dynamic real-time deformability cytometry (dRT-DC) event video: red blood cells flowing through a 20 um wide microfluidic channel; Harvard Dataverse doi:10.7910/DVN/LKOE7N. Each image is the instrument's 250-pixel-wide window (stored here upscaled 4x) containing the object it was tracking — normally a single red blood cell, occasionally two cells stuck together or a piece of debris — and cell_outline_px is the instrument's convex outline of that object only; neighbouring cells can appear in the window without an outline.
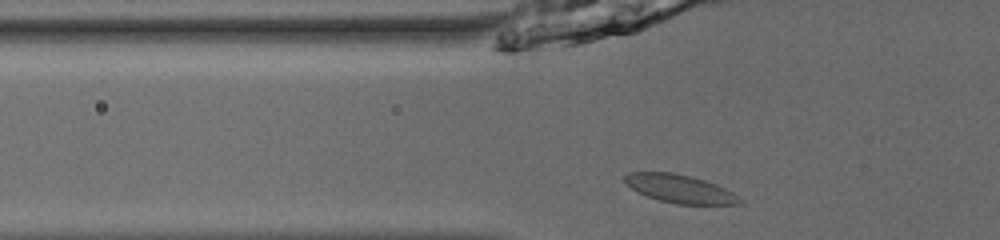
{"species": "common noctule bat (a hibernating species)", "species_latin": "Nyctalus noctula", "temperature_condition": "room temperature", "stored_images_in_passage": 42, "camera_frame_rate_fps": 3000, "um_per_image_px": 0.085, "animal": {"sex": "male", "body_mass_g": 13.0, "forearm_length_mm": 53.1}, "frame": {"image": 1, "passage_image": 12, "time_ms": 3.667, "image_size_px": [1000, 240], "cell_outline_px": [[744, 200], [740, 204], [676, 204], [660, 200], [636, 192], [624, 180], [624, 176], [628, 172], [672, 172], [692, 176], [716, 184], [732, 192]], "centroid_in_image_um": [57.79, 16.04], "position_along_channel_um": 68.0, "area_um2": 18.84}}
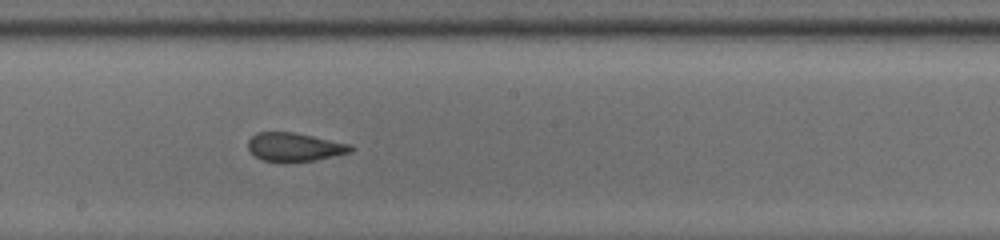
{"frame": {"image": 2, "passage_image": 24, "time_ms": 7.667, "image_size_px": [1000, 240], "cell_outline_px": [[356, 148], [352, 152], [312, 160], [288, 164], [284, 164], [264, 160], [256, 156], [248, 148], [248, 140], [256, 132], [292, 132], [352, 144]], "centroid_in_image_um": [25.05, 12.52], "position_along_channel_um": 223.2, "area_um2": 17.34}}
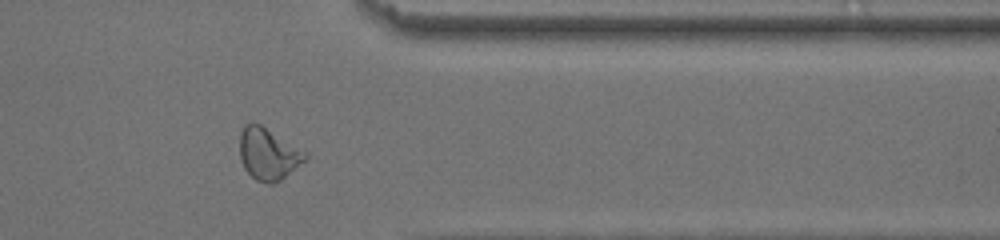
{"frame": {"image": 3, "passage_image": 37, "time_ms": 12.0, "image_size_px": [1000, 240], "cell_outline_px": [[308, 156], [304, 160], [280, 180], [272, 184], [268, 184], [256, 180], [244, 168], [240, 156], [240, 132], [244, 124], [260, 124], [308, 152]], "centroid_in_image_um": [22.79, 13.07], "position_along_channel_um": 388.6, "area_um2": 19.54}}